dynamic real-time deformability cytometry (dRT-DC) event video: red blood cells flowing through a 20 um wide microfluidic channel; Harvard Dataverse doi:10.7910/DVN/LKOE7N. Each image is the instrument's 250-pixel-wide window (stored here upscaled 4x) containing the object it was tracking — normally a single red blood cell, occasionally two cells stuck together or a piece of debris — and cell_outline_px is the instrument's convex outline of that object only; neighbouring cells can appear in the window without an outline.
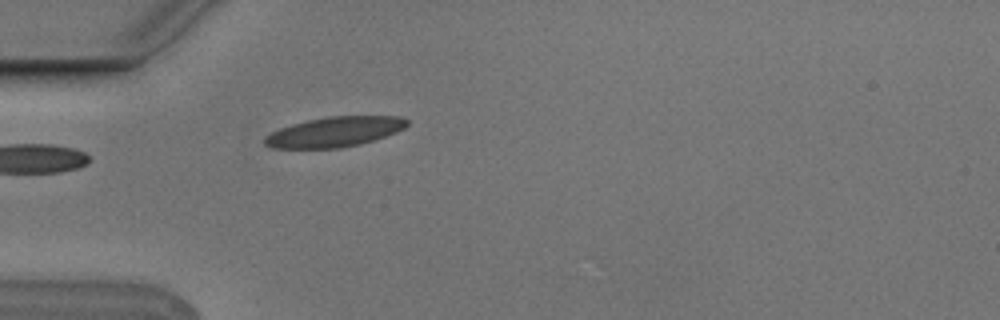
{"species": "Egyptian fruit bat (a non-hibernating species)", "species_latin": "Rousettus aegyptiacus", "temperature_condition": "cold", "stored_images_in_passage": 5, "camera_frame_rate_fps": 3000, "um_per_image_px": 0.085, "animal": {"sex": "male"}, "frame": {"image": 1, "passage_image": 5, "time_ms": 1.333, "image_size_px": [1000, 320], "cell_outline_px": [[408, 124], [404, 128], [396, 132], [360, 144], [340, 148], [272, 148], [264, 144], [264, 136], [280, 128], [292, 124], [308, 120], [328, 116], [400, 116], [408, 120]], "centroid_in_image_um": [28.42, 11.2], "position_along_channel_um": 56.6, "area_um2": 24.8}}